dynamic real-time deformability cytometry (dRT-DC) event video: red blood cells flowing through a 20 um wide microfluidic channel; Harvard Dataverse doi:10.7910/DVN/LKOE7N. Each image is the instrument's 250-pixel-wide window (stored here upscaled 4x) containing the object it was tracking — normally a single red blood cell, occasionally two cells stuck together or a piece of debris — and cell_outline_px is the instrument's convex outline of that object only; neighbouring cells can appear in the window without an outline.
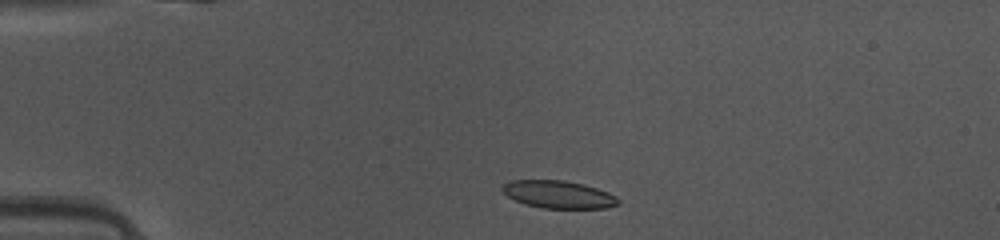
{"species": "common noctule bat (a hibernating species)", "species_latin": "Nyctalus noctula", "temperature_condition": "warm", "stored_images_in_passage": 40, "camera_frame_rate_fps": 3000, "um_per_image_px": 0.085, "animal": {"sex": "female", "body_mass_g": 10.0, "forearm_length_mm": 53.1}, "frame": {"image": 1, "passage_image": 3, "time_ms": 0.667, "image_size_px": [1000, 240], "cell_outline_px": [[620, 204], [608, 208], [544, 208], [524, 204], [508, 196], [500, 188], [504, 184], [512, 180], [564, 180], [584, 184], [608, 192], [616, 196], [620, 200]], "centroid_in_image_um": [47.5, 16.53], "position_along_channel_um": 37.5, "area_um2": 18.67}}
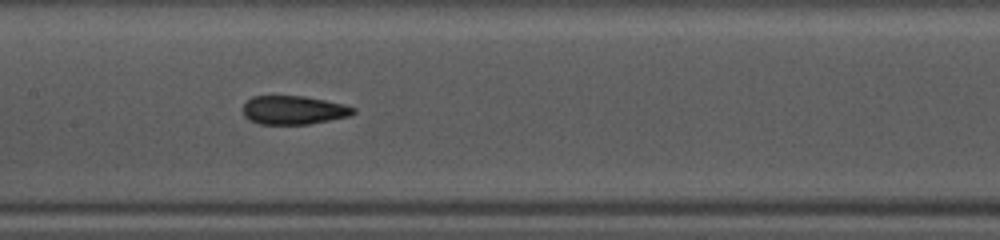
{"frame": {"image": 2, "passage_image": 16, "time_ms": 5.0, "image_size_px": [1000, 240], "cell_outline_px": [[356, 112], [348, 116], [308, 124], [260, 124], [248, 120], [244, 116], [244, 104], [252, 96], [304, 96], [344, 104], [356, 108]], "centroid_in_image_um": [24.95, 9.36], "position_along_channel_um": 182.5, "area_um2": 18.32}}
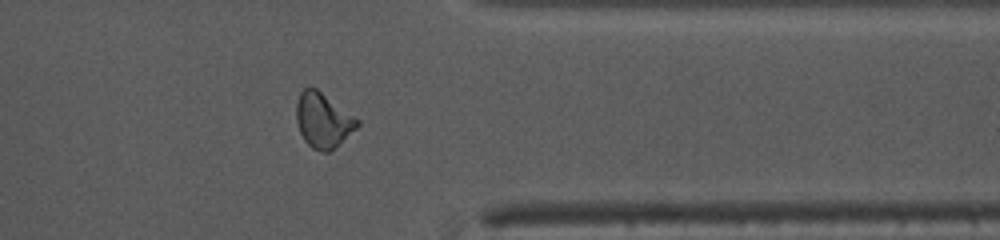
{"frame": {"image": 3, "passage_image": 31, "time_ms": 10.0, "image_size_px": [1000, 240], "cell_outline_px": [[360, 124], [356, 128], [328, 152], [320, 152], [312, 148], [304, 140], [300, 132], [296, 120], [296, 104], [300, 92], [304, 88], [316, 88], [360, 120]], "centroid_in_image_um": [27.44, 10.22], "position_along_channel_um": 384.0, "area_um2": 19.19}, "authors_computed_cell_mechanics": {"area_um2": 19.1896, "velocity_mm_per_s": 4.1575, "shape_relaxation_time_tau1_ms": 5.7079, "shape_relaxation_time_tau2_ms": 1.3727, "deformation_change_tau1": 0.1595, "deformation_change_tau2": 0.0666}}